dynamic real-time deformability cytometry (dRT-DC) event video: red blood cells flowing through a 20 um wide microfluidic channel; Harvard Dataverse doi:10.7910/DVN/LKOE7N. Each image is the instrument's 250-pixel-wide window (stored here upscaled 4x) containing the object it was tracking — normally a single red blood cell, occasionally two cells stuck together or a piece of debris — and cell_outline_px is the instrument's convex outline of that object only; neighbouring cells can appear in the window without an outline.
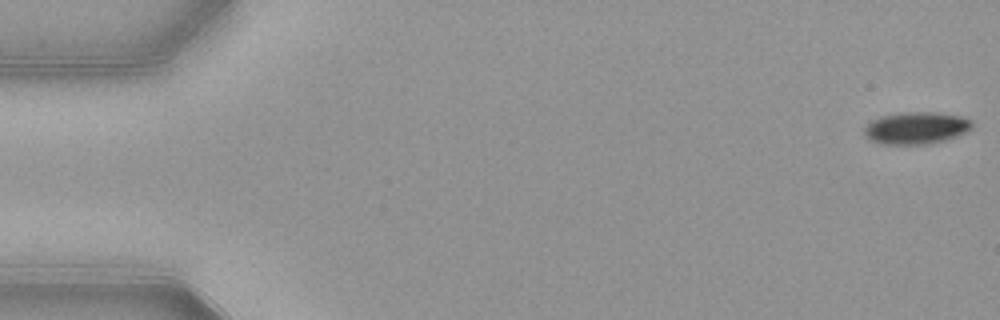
{"species": "common noctule bat (a hibernating species)", "species_latin": "Nyctalus noctula", "temperature_condition": "warm", "stored_images_in_passage": 53, "camera_frame_rate_fps": 3000, "um_per_image_px": 0.085, "animal": {"sex": "female", "body_mass_g": 21.9}, "frame": {"image": 1, "passage_image": 1, "time_ms": 0.0, "image_size_px": [1000, 320], "cell_outline_px": [[972, 128], [956, 136], [944, 140], [928, 144], [884, 144], [868, 140], [864, 136], [864, 128], [872, 120], [880, 116], [900, 112], [936, 112], [960, 116], [972, 120]], "centroid_in_image_um": [77.84, 10.87], "position_along_channel_um": 7.2, "area_um2": 20.23}}
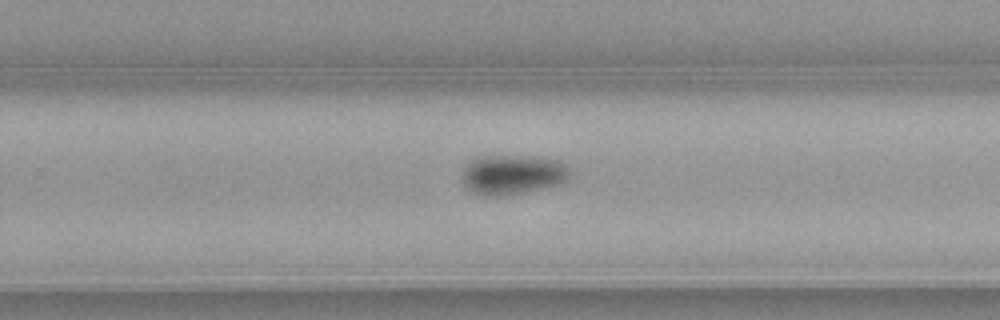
{"frame": {"image": 2, "passage_image": 34, "time_ms": 11.0, "image_size_px": [1000, 320], "cell_outline_px": [[572, 172], [568, 180], [560, 184], [520, 192], [496, 196], [484, 196], [472, 192], [464, 184], [464, 164], [476, 156], [540, 156], [560, 160], [568, 164]], "centroid_in_image_um": [43.62, 14.8], "position_along_channel_um": 286.2, "area_um2": 25.2}}
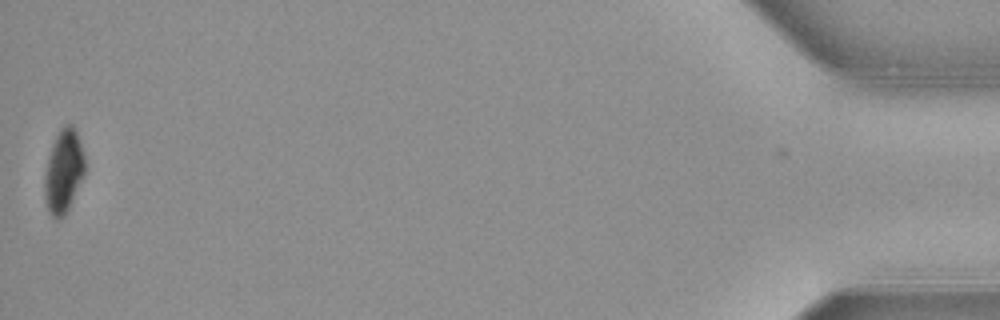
{"frame": {"image": 3, "passage_image": 53, "time_ms": 17.333, "image_size_px": [1000, 320], "cell_outline_px": [[84, 176], [64, 216], [60, 220], [56, 220], [48, 212], [44, 196], [44, 176], [48, 156], [52, 144], [60, 128], [64, 124], [72, 124], [76, 132], [84, 156]], "centroid_in_image_um": [5.38, 14.58], "position_along_channel_um": 429.8, "area_um2": 19.54}, "authors_computed_cell_mechanics": {"area_um2": 22.4842, "velocity_mm_per_s": 3.8835, "shape_relaxation_time_tau1_ms": 2.5056, "shape_relaxation_time_tau2_ms": null, "deformation_change_tau1": 0.1212, "deformation_change_tau2": null}}